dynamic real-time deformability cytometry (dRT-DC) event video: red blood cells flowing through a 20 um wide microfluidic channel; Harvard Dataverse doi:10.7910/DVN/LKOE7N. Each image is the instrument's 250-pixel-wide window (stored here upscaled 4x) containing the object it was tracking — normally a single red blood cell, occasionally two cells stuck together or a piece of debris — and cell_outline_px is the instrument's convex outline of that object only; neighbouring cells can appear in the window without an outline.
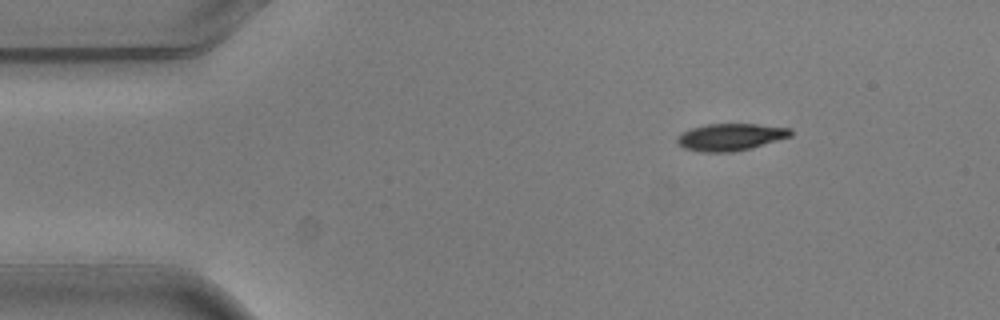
{"species": "common noctule bat (a hibernating species)", "species_latin": "Nyctalus noctula", "temperature_condition": "warm", "stored_images_in_passage": 3, "camera_frame_rate_fps": 3000, "um_per_image_px": 0.085, "animal": {"sex": "male", "body_mass_g": 20.5, "forearm_length_mm": 52.5}, "frame": {"image": 1, "passage_image": 1, "time_ms": 0.0, "image_size_px": [1000, 320], "cell_outline_px": [[792, 136], [752, 148], [732, 152], [704, 152], [684, 148], [676, 140], [676, 136], [680, 132], [692, 128], [708, 124], [756, 124], [792, 128]], "centroid_in_image_um": [62.1, 11.64], "position_along_channel_um": 22.9, "area_um2": 17.98}}
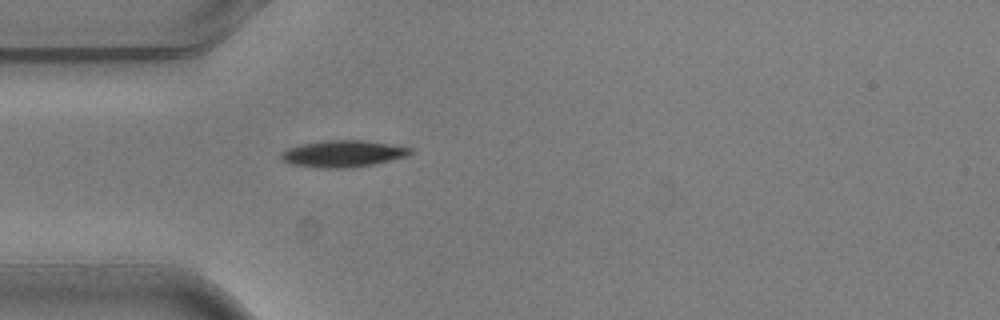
{"frame": {"image": 2, "passage_image": 3, "time_ms": 0.667, "image_size_px": [1000, 320], "cell_outline_px": [[412, 152], [408, 156], [372, 164], [352, 168], [316, 168], [292, 164], [280, 160], [280, 152], [288, 148], [300, 144], [324, 140], [364, 140], [412, 148]], "centroid_in_image_um": [29.1, 13.07], "position_along_channel_um": 55.9, "area_um2": 20.23}}